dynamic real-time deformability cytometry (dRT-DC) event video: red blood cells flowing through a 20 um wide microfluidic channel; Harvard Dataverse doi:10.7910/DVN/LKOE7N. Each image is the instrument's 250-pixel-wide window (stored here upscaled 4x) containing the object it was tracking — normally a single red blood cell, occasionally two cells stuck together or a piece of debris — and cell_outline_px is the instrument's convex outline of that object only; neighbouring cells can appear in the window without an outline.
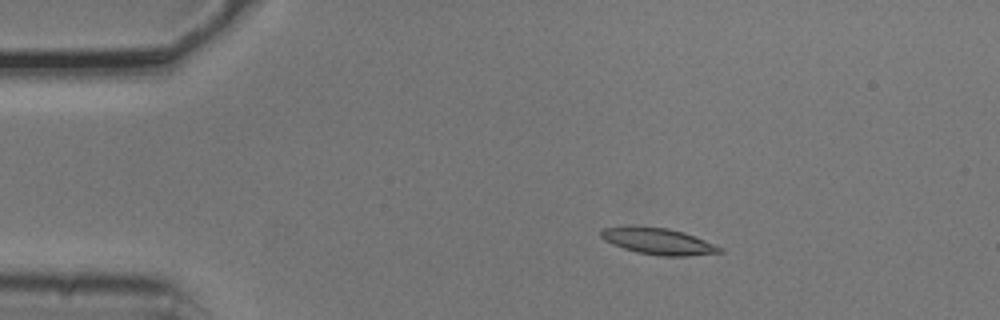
{"species": "common noctule bat (a hibernating species)", "species_latin": "Nyctalus noctula", "temperature_condition": "cold", "stored_images_in_passage": 5, "camera_frame_rate_fps": 3000, "um_per_image_px": 0.085, "animal": {"sex": "male", "body_mass_g": 20.5, "forearm_length_mm": 52.5}, "frame": {"image": 1, "passage_image": 3, "time_ms": 0.667, "image_size_px": [1000, 320], "cell_outline_px": [[724, 252], [688, 256], [664, 256], [636, 252], [612, 244], [604, 240], [600, 236], [600, 232], [604, 228], [668, 228], [684, 232], [724, 248]], "centroid_in_image_um": [56.03, 20.55], "position_along_channel_um": 29.0, "area_um2": 17.69}}
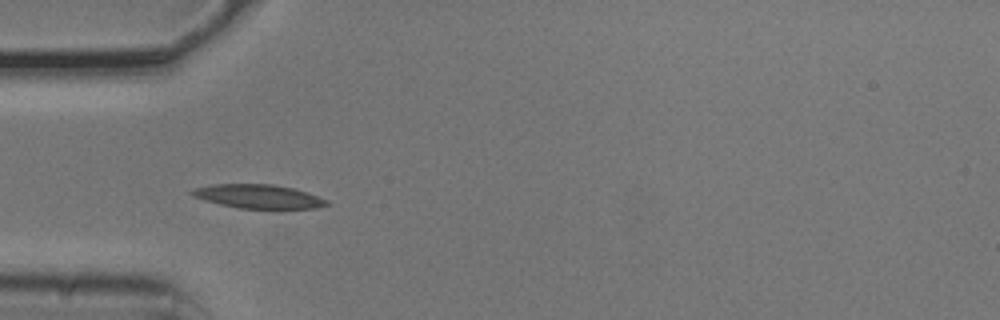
{"frame": {"image": 2, "passage_image": 5, "time_ms": 1.333, "image_size_px": [1000, 320], "cell_outline_px": [[332, 204], [316, 208], [240, 208], [220, 204], [192, 196], [188, 192], [192, 188], [212, 184], [272, 184], [292, 188], [308, 192], [328, 200]], "centroid_in_image_um": [21.96, 16.68], "position_along_channel_um": 63.0, "area_um2": 18.73}}